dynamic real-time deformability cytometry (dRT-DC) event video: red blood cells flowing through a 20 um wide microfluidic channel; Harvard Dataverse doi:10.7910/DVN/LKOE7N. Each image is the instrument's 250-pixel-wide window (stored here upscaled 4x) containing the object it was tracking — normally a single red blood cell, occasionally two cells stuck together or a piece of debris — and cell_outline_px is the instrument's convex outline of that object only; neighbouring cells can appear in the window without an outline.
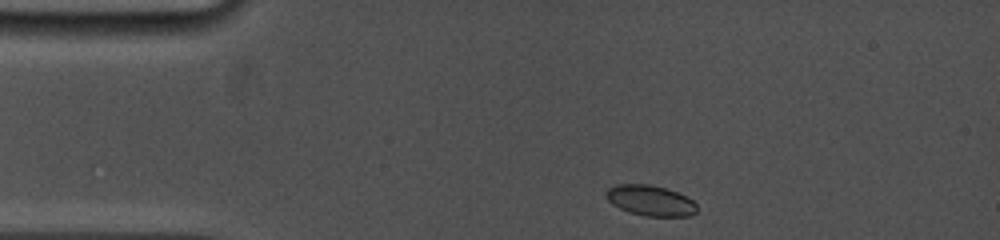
{"species": "common noctule bat (a hibernating species)", "species_latin": "Nyctalus noctula", "temperature_condition": "cold", "stored_images_in_passage": 8, "camera_frame_rate_fps": 5000, "um_per_image_px": 0.085, "animal": {"sex": "female", "body_mass_g": 19.0, "forearm_length_mm": 53.3}, "frame": {"image": 1, "passage_image": 1, "time_ms": 0.0, "image_size_px": [1000, 240], "cell_outline_px": [[696, 212], [692, 216], [644, 216], [628, 212], [612, 204], [608, 200], [608, 188], [616, 184], [648, 184], [664, 188], [676, 192], [692, 200], [696, 204]], "centroid_in_image_um": [55.29, 17.06], "position_along_channel_um": 29.7, "area_um2": 15.95}}
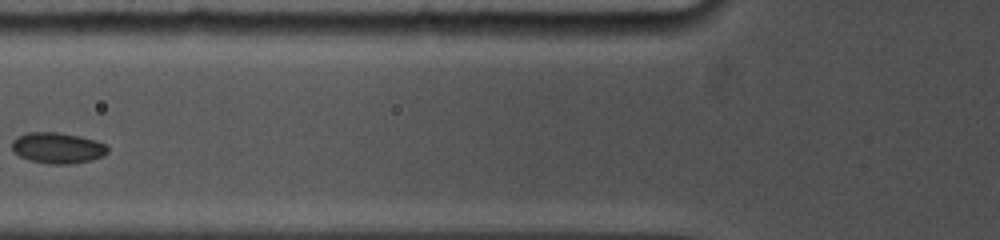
{"frame": {"image": 2, "passage_image": 6, "time_ms": 3.6, "image_size_px": [1000, 240], "cell_outline_px": [[108, 152], [104, 156], [92, 160], [68, 164], [48, 164], [28, 160], [12, 152], [12, 140], [16, 136], [28, 132], [60, 132], [80, 136], [96, 140], [104, 144], [108, 148]], "centroid_in_image_um": [4.87, 12.57], "position_along_channel_um": 120.9, "area_um2": 17.51}}
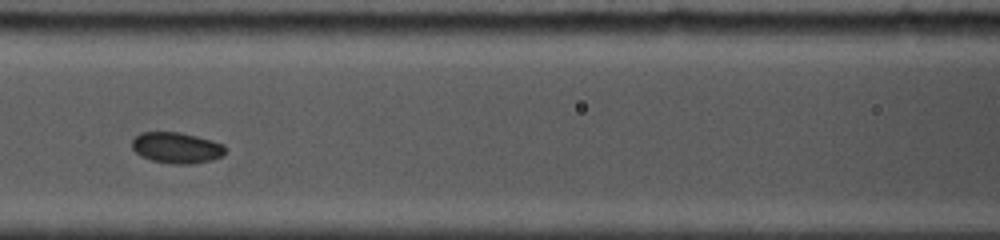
{"frame": {"image": 3, "passage_image": 7, "time_ms": 4.4, "image_size_px": [1000, 240], "cell_outline_px": [[224, 152], [220, 156], [212, 160], [192, 164], [172, 164], [152, 160], [140, 156], [132, 148], [132, 140], [140, 132], [180, 132], [212, 140], [224, 144]], "centroid_in_image_um": [14.99, 12.56], "position_along_channel_um": 151.6, "area_um2": 16.82}}